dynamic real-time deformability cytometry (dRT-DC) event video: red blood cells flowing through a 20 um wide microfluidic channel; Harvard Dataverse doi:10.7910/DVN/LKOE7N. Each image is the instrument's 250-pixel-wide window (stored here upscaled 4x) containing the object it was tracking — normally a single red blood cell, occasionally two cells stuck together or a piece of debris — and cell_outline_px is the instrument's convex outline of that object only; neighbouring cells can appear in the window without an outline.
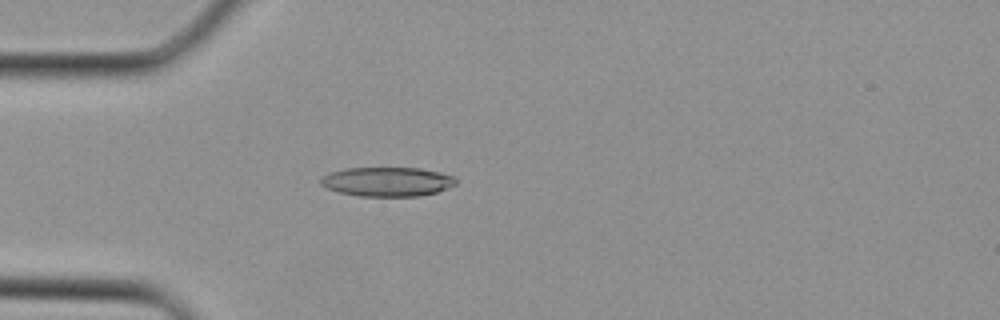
{"species": "Egyptian fruit bat (a non-hibernating species)", "species_latin": "Rousettus aegyptiacus", "temperature_condition": "cold", "stored_images_in_passage": 35, "camera_frame_rate_fps": 3000, "um_per_image_px": 0.085, "animal": {"sex": "female"}, "frame": {"image": 1, "passage_image": 9, "time_ms": 2.667, "image_size_px": [1000, 320], "cell_outline_px": [[456, 184], [436, 192], [420, 196], [360, 196], [340, 192], [324, 188], [320, 184], [320, 176], [344, 168], [420, 168], [440, 172], [452, 176], [456, 180]], "centroid_in_image_um": [32.87, 15.44], "position_along_channel_um": 52.1, "area_um2": 23.06}}
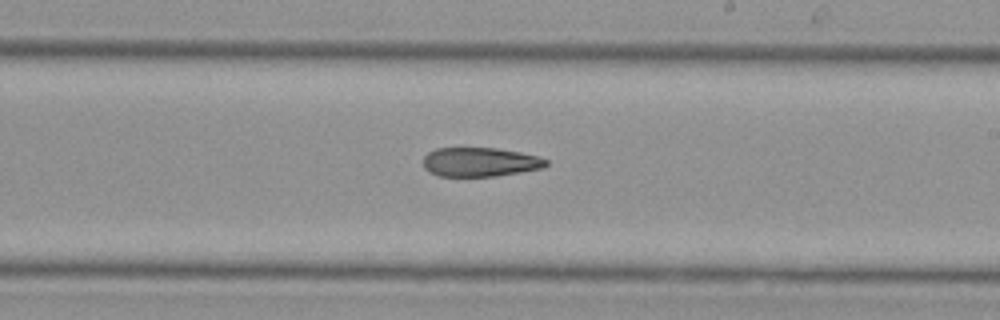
{"frame": {"image": 2, "passage_image": 20, "time_ms": 6.333, "image_size_px": [1000, 320], "cell_outline_px": [[548, 164], [544, 168], [496, 176], [440, 176], [428, 172], [424, 168], [424, 156], [428, 152], [436, 148], [496, 148], [520, 152], [536, 156], [548, 160]], "centroid_in_image_um": [40.79, 13.77], "position_along_channel_um": 248.2, "area_um2": 20.87}}
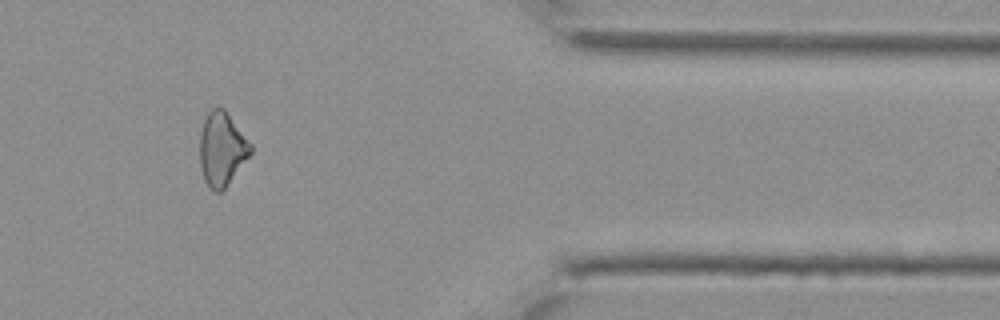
{"frame": {"image": 3, "passage_image": 29, "time_ms": 9.333, "image_size_px": [1000, 320], "cell_outline_px": [[252, 152], [224, 188], [220, 192], [212, 192], [208, 188], [204, 180], [200, 168], [200, 136], [204, 120], [208, 112], [212, 108], [224, 108], [252, 144]], "centroid_in_image_um": [18.85, 12.68], "position_along_channel_um": 392.6, "area_um2": 21.73}}